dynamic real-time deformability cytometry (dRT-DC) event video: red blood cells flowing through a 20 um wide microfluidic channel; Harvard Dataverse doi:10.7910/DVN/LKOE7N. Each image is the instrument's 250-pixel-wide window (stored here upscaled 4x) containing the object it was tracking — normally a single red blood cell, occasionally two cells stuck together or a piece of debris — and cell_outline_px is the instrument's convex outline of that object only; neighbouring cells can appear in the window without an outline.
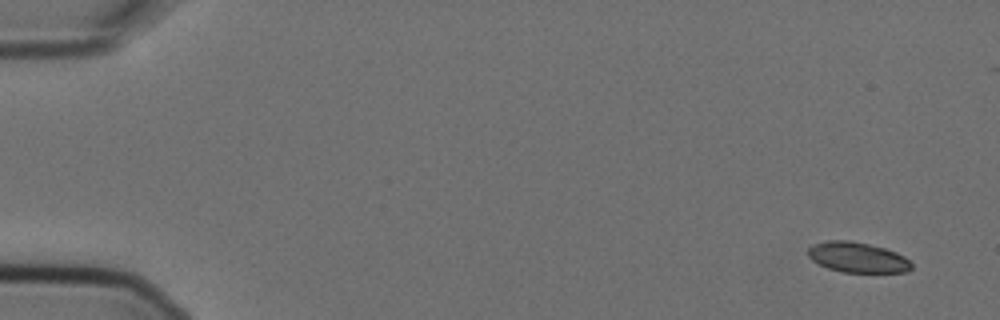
{"species": "Egyptian fruit bat (a non-hibernating species)", "species_latin": "Rousettus aegyptiacus", "temperature_condition": "cold", "stored_images_in_passage": 5, "camera_frame_rate_fps": 3000, "um_per_image_px": 0.085, "animal": {"sex": "female"}, "frame": {"image": 1, "passage_image": 1, "time_ms": 0.0, "image_size_px": [1000, 320], "cell_outline_px": [[912, 268], [908, 272], [840, 272], [828, 268], [812, 260], [808, 256], [808, 248], [812, 244], [828, 240], [848, 240], [868, 244], [884, 248], [896, 252], [904, 256], [912, 264]], "centroid_in_image_um": [72.88, 21.87], "position_along_channel_um": 12.1, "area_um2": 18.26}}
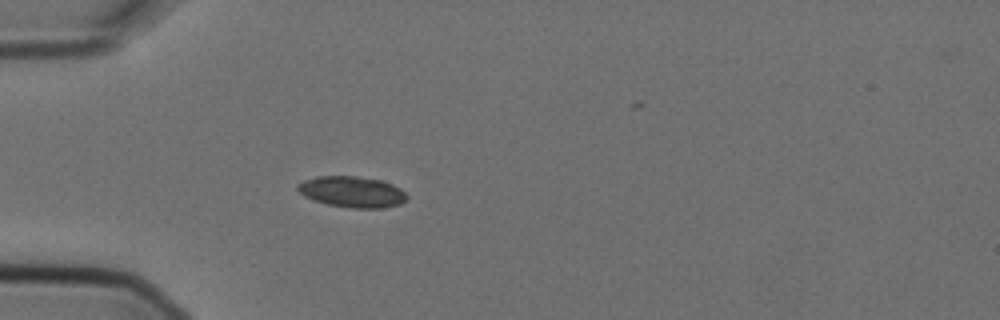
{"frame": {"image": 2, "passage_image": 5, "time_ms": 1.333, "image_size_px": [1000, 320], "cell_outline_px": [[408, 196], [400, 204], [380, 208], [352, 208], [328, 204], [312, 200], [304, 196], [296, 188], [296, 184], [304, 180], [316, 176], [356, 176], [380, 180], [392, 184], [400, 188]], "centroid_in_image_um": [29.89, 16.3], "position_along_channel_um": 55.1, "area_um2": 19.71}}